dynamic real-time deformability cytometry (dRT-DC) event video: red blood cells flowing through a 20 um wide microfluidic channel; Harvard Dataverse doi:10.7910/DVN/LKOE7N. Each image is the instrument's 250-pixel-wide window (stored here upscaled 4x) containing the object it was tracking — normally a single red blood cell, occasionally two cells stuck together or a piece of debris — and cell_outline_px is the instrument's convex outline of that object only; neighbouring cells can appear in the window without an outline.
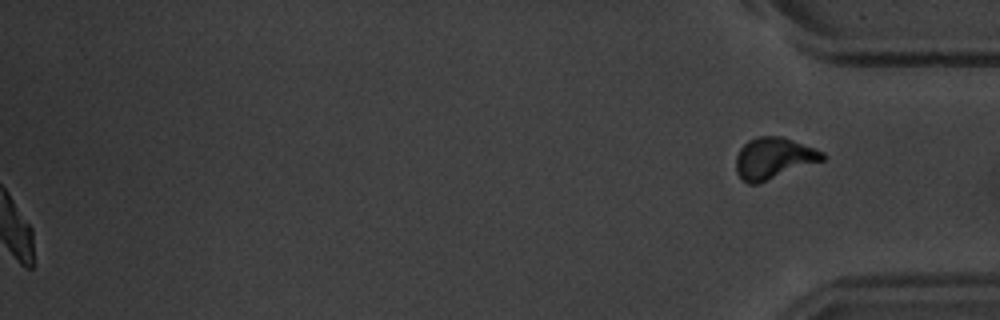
{"species": "common noctule bat (a hibernating species)", "species_latin": "Nyctalus noctula", "temperature_condition": "warm", "stored_images_in_passage": 51, "segment_of_instrument_passage": [2, 2], "camera_frame_rate_fps": 3000, "um_per_image_px": 0.085, "animal": {"sex": "male", "body_mass_g": 20.1, "forearm_length_mm": 53.5}, "frame": {"image": 1, "passage_image": 51, "time_ms": 16.667, "image_size_px": [1000, 320], "cell_outline_px": [[824, 160], [756, 184], [748, 184], [736, 172], [736, 156], [740, 148], [748, 140], [760, 136], [780, 136], [792, 140], [824, 152]], "centroid_in_image_um": [65.73, 13.44], "position_along_channel_um": 369.5, "area_um2": 20.52}}